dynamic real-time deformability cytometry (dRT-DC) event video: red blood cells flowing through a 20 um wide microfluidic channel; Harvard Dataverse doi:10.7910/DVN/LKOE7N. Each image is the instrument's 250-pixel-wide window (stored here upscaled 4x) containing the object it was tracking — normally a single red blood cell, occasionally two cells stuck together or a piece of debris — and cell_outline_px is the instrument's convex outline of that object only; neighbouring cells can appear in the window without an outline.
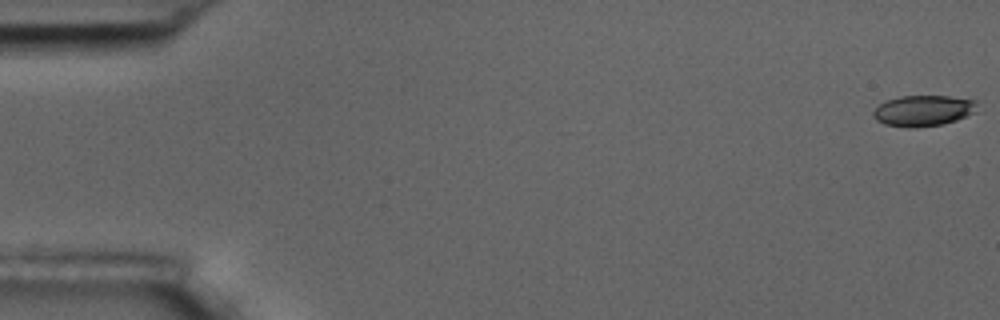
{"species": "common noctule bat (a hibernating species)", "species_latin": "Nyctalus noctula", "temperature_condition": "room temperature", "stored_images_in_passage": 56, "camera_frame_rate_fps": 3000, "um_per_image_px": 0.085, "animal": {"sex": "male", "body_mass_g": 17.5, "forearm_length_mm": 52.3}, "frame": {"image": 1, "passage_image": 1, "time_ms": 0.0, "image_size_px": [1000, 320], "cell_outline_px": [[976, 112], [956, 120], [944, 124], [916, 128], [908, 128], [884, 124], [876, 120], [872, 116], [872, 112], [880, 104], [888, 100], [900, 96], [948, 96], [976, 100]], "centroid_in_image_um": [78.47, 9.42], "position_along_channel_um": 6.5, "area_um2": 18.79}}
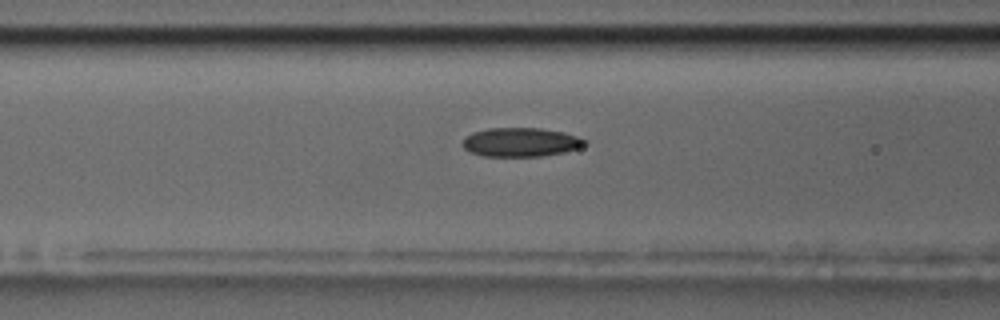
{"frame": {"image": 2, "passage_image": 23, "time_ms": 7.333, "image_size_px": [1000, 320], "cell_outline_px": [[588, 144], [564, 152], [540, 156], [484, 156], [468, 152], [460, 144], [472, 132], [488, 128], [540, 128], [564, 132], [588, 140]], "centroid_in_image_um": [44.25, 12.08], "position_along_channel_um": 122.3, "area_um2": 20.63}}
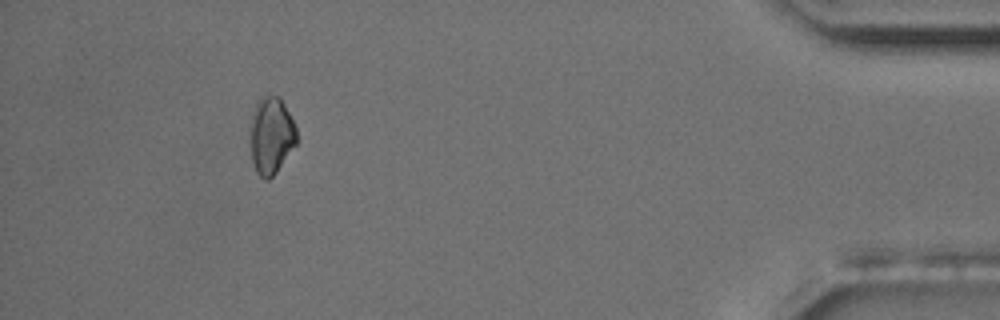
{"frame": {"image": 3, "passage_image": 52, "time_ms": 17.0, "image_size_px": [1000, 320], "cell_outline_px": [[296, 144], [276, 172], [268, 180], [264, 180], [256, 172], [252, 160], [248, 128], [248, 124], [256, 100], [260, 96], [268, 92], [280, 96], [296, 128]], "centroid_in_image_um": [22.99, 11.45], "position_along_channel_um": 412.2, "area_um2": 21.5}, "authors_computed_cell_mechanics": {"area_um2": 20.23, "velocity_mm_per_s": 3.6162, "shape_relaxation_time_tau1_ms": 6.2439, "shape_relaxation_time_tau2_ms": null, "deformation_change_tau1": 0.1003, "deformation_change_tau2": null}}